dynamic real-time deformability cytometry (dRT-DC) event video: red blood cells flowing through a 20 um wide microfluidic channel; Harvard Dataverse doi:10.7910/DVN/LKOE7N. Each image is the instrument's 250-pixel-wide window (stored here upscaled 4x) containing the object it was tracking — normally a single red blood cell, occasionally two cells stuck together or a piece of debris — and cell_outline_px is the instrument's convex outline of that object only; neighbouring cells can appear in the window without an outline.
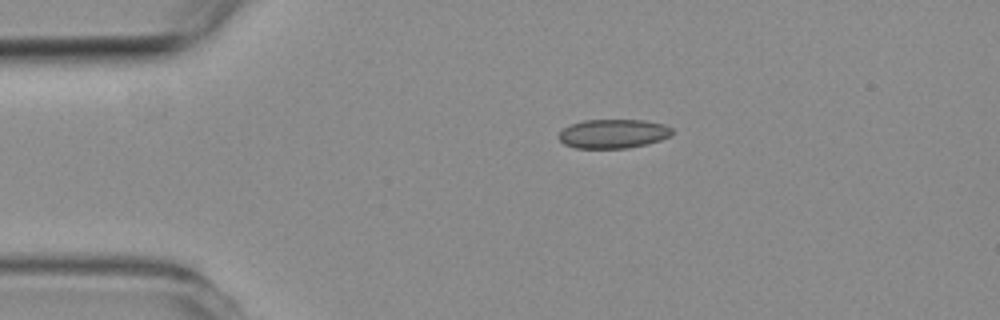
{"species": "common noctule bat (a hibernating species)", "species_latin": "Nyctalus noctula", "temperature_condition": "room temperature", "stored_images_in_passage": 2, "camera_frame_rate_fps": 3000, "um_per_image_px": 0.085, "animal": {"sex": "female", "body_mass_g": 19.3, "forearm_length_mm": 54.1}, "frame": {"image": 1, "passage_image": 1, "time_ms": 0.0, "image_size_px": [1000, 320], "cell_outline_px": [[672, 136], [648, 144], [628, 148], [576, 148], [564, 144], [556, 136], [564, 128], [572, 124], [584, 120], [644, 120], [664, 124], [672, 128]], "centroid_in_image_um": [52.14, 11.37], "position_along_channel_um": 32.9, "area_um2": 19.31}}